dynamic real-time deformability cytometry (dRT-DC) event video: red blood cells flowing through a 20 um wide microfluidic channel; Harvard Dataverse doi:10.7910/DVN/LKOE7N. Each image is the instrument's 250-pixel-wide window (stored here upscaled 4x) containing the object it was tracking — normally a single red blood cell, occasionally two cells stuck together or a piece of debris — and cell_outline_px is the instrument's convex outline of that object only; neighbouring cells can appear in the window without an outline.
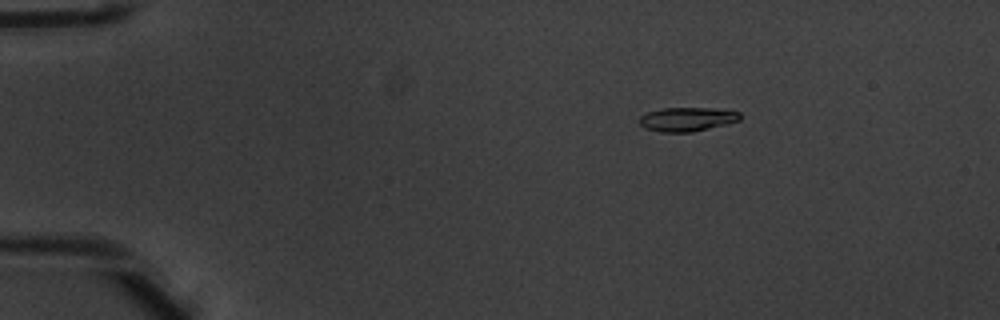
{"species": "common noctule bat (a hibernating species)", "species_latin": "Nyctalus noctula", "temperature_condition": "warm", "stored_images_in_passage": 5, "camera_frame_rate_fps": 3000, "um_per_image_px": 0.085, "animal": {"sex": "male", "body_mass_g": 20.1, "forearm_length_mm": 53.5}, "frame": {"image": 1, "passage_image": 2, "time_ms": 0.333, "image_size_px": [1000, 320], "cell_outline_px": [[740, 120], [692, 132], [660, 132], [644, 128], [640, 124], [640, 116], [648, 112], [664, 108], [712, 108], [740, 112]], "centroid_in_image_um": [58.38, 10.13], "position_along_channel_um": 26.6, "area_um2": 13.87}}